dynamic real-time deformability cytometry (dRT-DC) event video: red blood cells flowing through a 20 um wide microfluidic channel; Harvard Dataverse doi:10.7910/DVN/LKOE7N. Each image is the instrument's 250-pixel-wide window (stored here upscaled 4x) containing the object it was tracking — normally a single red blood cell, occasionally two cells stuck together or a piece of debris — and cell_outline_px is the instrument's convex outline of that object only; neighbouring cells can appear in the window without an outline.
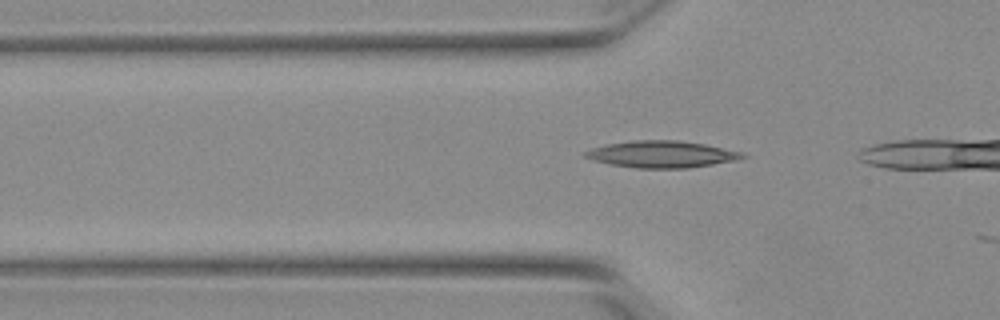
{"species": "Egyptian fruit bat (a non-hibernating species)", "species_latin": "Rousettus aegyptiacus", "temperature_condition": "warm", "stored_images_in_passage": 5, "camera_frame_rate_fps": 3000, "um_per_image_px": 0.085, "animal": {"sex": "female"}, "frame": {"image": 1, "passage_image": 4, "time_ms": 1.0, "image_size_px": [1000, 320], "cell_outline_px": [[748, 156], [732, 160], [712, 164], [688, 168], [636, 168], [612, 164], [592, 160], [584, 156], [584, 152], [592, 148], [608, 144], [632, 140], [676, 140], [704, 144], [740, 152]], "centroid_in_image_um": [56.19, 13.11], "position_along_channel_um": 69.6, "area_um2": 24.1}}